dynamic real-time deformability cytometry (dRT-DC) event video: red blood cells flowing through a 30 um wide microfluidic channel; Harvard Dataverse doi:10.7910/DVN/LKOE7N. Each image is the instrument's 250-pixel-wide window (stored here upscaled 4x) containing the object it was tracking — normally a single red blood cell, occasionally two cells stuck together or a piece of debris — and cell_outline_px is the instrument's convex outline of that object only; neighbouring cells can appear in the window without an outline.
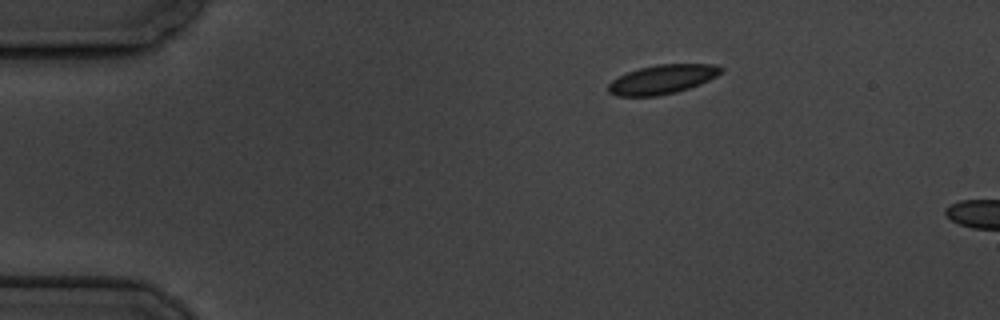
{"species": "common noctule bat (a hibernating species)", "species_latin": "Nyctalus noctula", "temperature_condition": "cold", "stored_images_in_passage": 2, "camera_frame_rate_fps": 3000, "um_per_image_px": 0.085, "animal": {"sex": "male", "body_mass_g": 19.5, "forearm_length_mm": 54.6}, "frame": {"image": 1, "passage_image": 1, "time_ms": 0.0, "image_size_px": [1000, 320], "cell_outline_px": [[724, 72], [700, 84], [676, 92], [656, 96], [616, 96], [608, 92], [608, 84], [612, 80], [628, 72], [640, 68], [656, 64], [716, 64], [724, 68]], "centroid_in_image_um": [56.32, 6.74], "position_along_channel_um": 28.7, "area_um2": 19.13}}